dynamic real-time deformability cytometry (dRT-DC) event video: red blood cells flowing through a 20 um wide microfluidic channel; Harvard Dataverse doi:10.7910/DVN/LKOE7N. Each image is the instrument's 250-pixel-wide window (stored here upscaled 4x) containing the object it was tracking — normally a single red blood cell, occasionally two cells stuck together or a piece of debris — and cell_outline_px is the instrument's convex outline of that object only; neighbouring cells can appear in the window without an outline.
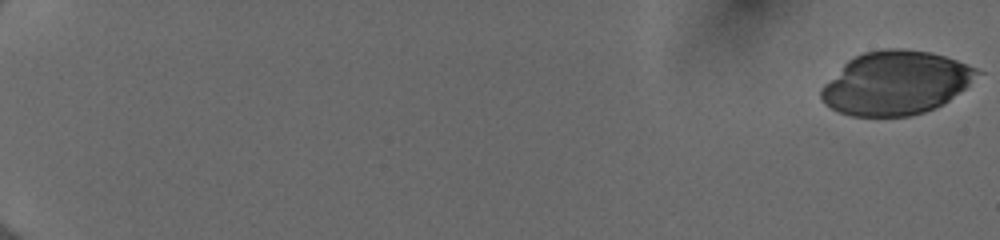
{"species": "human", "species_latin": "Homo sapiens", "temperature_condition": "cold", "stored_images_in_passage": 54, "camera_frame_rate_fps": 3000, "um_per_image_px": 0.085, "donor": {"sex": "female"}, "frame": {"image": 1, "passage_image": 1, "time_ms": 0.0, "image_size_px": [1000, 240], "cell_outline_px": [[984, 72], [964, 88], [948, 100], [936, 108], [924, 112], [908, 116], [852, 116], [840, 112], [824, 104], [820, 100], [820, 88], [848, 60], [864, 52], [884, 48], [904, 48], [932, 52], [956, 60], [976, 68]], "centroid_in_image_um": [76.13, 7.04], "position_along_channel_um": 8.9, "area_um2": 57.68}}